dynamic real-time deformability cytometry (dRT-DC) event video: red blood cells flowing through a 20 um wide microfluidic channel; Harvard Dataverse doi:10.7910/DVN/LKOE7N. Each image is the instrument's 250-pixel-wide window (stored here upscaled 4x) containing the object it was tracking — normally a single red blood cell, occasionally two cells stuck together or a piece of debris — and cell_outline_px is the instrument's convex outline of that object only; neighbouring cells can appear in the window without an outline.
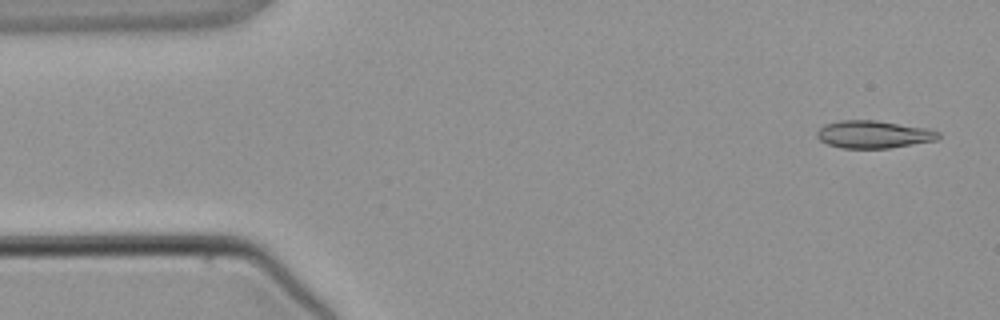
{"species": "common noctule bat (a hibernating species)", "species_latin": "Nyctalus noctula", "temperature_condition": "warm", "stored_images_in_passage": 4, "segment_of_instrument_passage": [2, 2], "camera_frame_rate_fps": 3000, "um_per_image_px": 0.085, "animal": {"sex": "male", "body_mass_g": 21.5, "forearm_length_mm": 52.0}, "frame": {"image": 1, "passage_image": 4, "time_ms": 3.667, "image_size_px": [1000, 320], "cell_outline_px": [[940, 136], [936, 140], [888, 148], [840, 148], [828, 144], [820, 140], [816, 136], [816, 132], [824, 124], [840, 120], [876, 120], [928, 128], [940, 132]], "centroid_in_image_um": [74.23, 11.41], "position_along_channel_um": 10.8, "area_um2": 19.54}}